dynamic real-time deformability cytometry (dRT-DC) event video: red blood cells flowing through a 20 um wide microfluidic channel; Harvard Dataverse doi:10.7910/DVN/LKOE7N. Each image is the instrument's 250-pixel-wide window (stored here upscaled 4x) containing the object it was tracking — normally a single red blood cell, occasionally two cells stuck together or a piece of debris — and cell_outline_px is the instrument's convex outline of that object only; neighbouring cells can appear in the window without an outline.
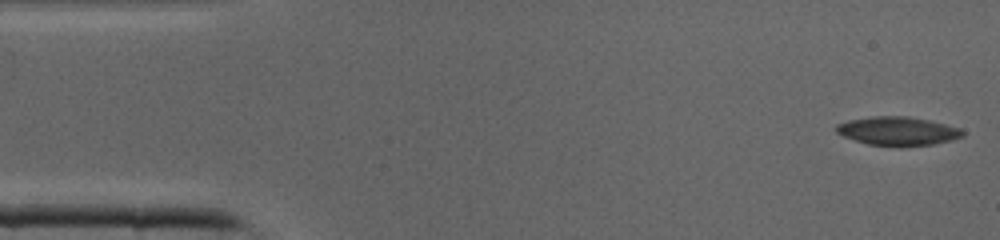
{"species": "common noctule bat (a hibernating species)", "species_latin": "Nyctalus noctula", "temperature_condition": "cold", "stored_images_in_passage": 42, "camera_frame_rate_fps": 3000, "um_per_image_px": 0.085, "animal": {"sex": "male", "body_mass_g": 19.0, "forearm_length_mm": 50.8}, "frame": {"image": 1, "passage_image": 1, "time_ms": 0.0, "image_size_px": [1000, 240], "cell_outline_px": [[964, 136], [952, 140], [932, 144], [868, 144], [844, 136], [836, 132], [836, 124], [848, 120], [872, 116], [908, 116], [928, 120], [960, 128], [964, 132]], "centroid_in_image_um": [76.3, 11.1], "position_along_channel_um": 8.7, "area_um2": 20.4}}
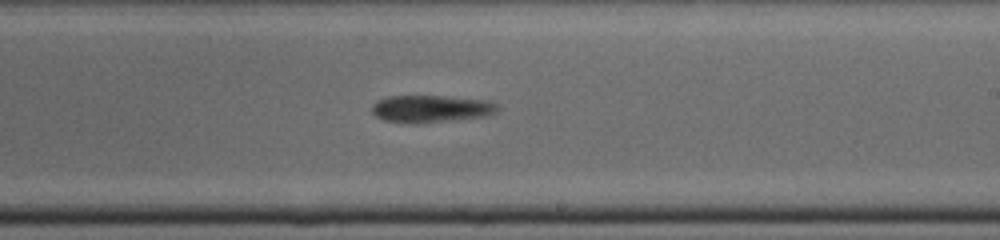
{"frame": {"image": 2, "passage_image": 24, "time_ms": 7.667, "image_size_px": [1000, 240], "cell_outline_px": [[496, 112], [484, 116], [444, 120], [384, 120], [376, 116], [372, 112], [372, 104], [376, 100], [388, 96], [444, 96], [484, 100], [496, 104]], "centroid_in_image_um": [36.6, 9.18], "position_along_channel_um": 252.4, "area_um2": 18.67}}
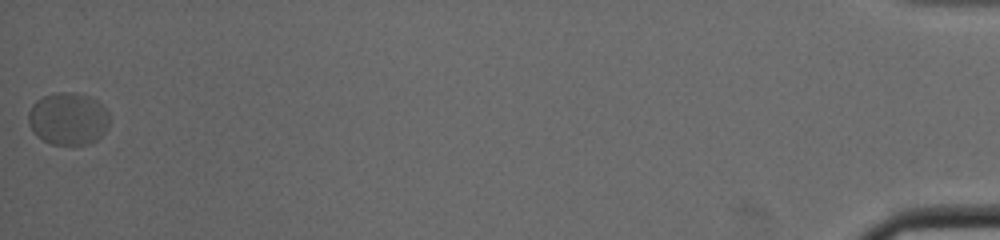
{"frame": {"image": 3, "passage_image": 42, "time_ms": 13.667, "image_size_px": [1000, 240], "cell_outline_px": [[108, 128], [96, 140], [88, 144], [52, 144], [36, 136], [28, 124], [28, 112], [32, 104], [36, 100], [44, 96], [56, 92], [72, 92], [88, 96], [96, 100], [108, 112]], "centroid_in_image_um": [5.76, 10.09], "position_along_channel_um": 429.4, "area_um2": 24.74}}